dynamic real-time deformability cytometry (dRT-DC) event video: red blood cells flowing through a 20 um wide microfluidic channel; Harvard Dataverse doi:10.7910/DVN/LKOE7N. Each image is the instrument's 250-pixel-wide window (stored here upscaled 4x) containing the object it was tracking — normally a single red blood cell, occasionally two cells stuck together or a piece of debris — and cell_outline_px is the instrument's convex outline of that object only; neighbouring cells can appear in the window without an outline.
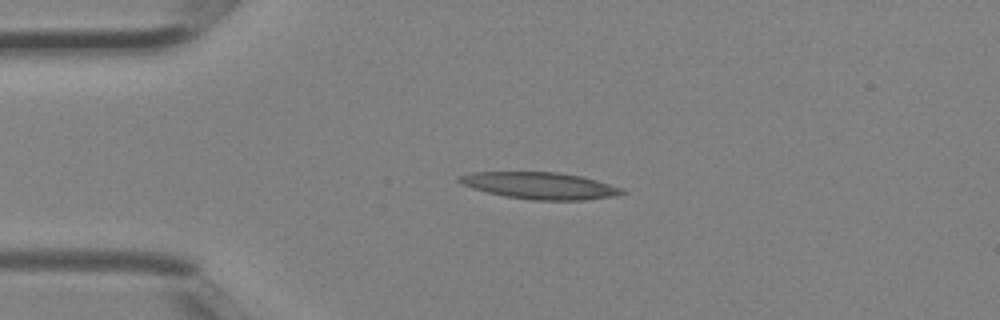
{"species": "Egyptian fruit bat (a non-hibernating species)", "species_latin": "Rousettus aegyptiacus", "temperature_condition": "room temperature", "stored_images_in_passage": 2, "camera_frame_rate_fps": 3000, "um_per_image_px": 0.085, "animal": {"sex": "female"}, "frame": {"image": 1, "passage_image": 1, "time_ms": 0.0, "image_size_px": [1000, 320], "cell_outline_px": [[628, 192], [616, 196], [584, 200], [532, 200], [504, 196], [472, 188], [456, 180], [456, 176], [472, 172], [560, 172], [580, 176], [596, 180], [624, 188]], "centroid_in_image_um": [45.92, 15.78], "position_along_channel_um": 39.1, "area_um2": 25.55}}